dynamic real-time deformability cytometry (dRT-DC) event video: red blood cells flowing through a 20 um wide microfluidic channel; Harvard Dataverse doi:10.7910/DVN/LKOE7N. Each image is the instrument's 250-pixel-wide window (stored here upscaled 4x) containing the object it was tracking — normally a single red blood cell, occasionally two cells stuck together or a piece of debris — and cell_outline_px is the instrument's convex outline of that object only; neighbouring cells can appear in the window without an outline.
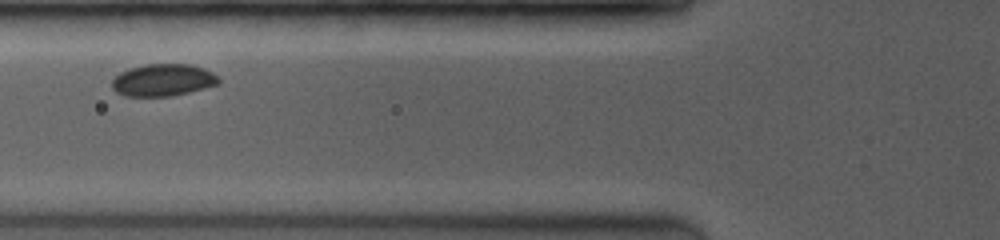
{"species": "common noctule bat (a hibernating species)", "species_latin": "Nyctalus noctula", "temperature_condition": "room temperature", "stored_images_in_passage": 5, "camera_frame_rate_fps": 3500, "um_per_image_px": 0.085, "animal": {"sex": "female", "body_mass_g": 19.0, "forearm_length_mm": 53.3}, "frame": {"image": 1, "passage_image": 3, "time_ms": 1.714, "image_size_px": [1000, 240], "cell_outline_px": [[220, 84], [172, 96], [124, 96], [116, 92], [112, 88], [112, 80], [120, 72], [128, 68], [144, 64], [192, 64], [204, 68], [212, 72], [220, 80]], "centroid_in_image_um": [13.84, 6.8], "position_along_channel_um": 112.0, "area_um2": 20.11}}